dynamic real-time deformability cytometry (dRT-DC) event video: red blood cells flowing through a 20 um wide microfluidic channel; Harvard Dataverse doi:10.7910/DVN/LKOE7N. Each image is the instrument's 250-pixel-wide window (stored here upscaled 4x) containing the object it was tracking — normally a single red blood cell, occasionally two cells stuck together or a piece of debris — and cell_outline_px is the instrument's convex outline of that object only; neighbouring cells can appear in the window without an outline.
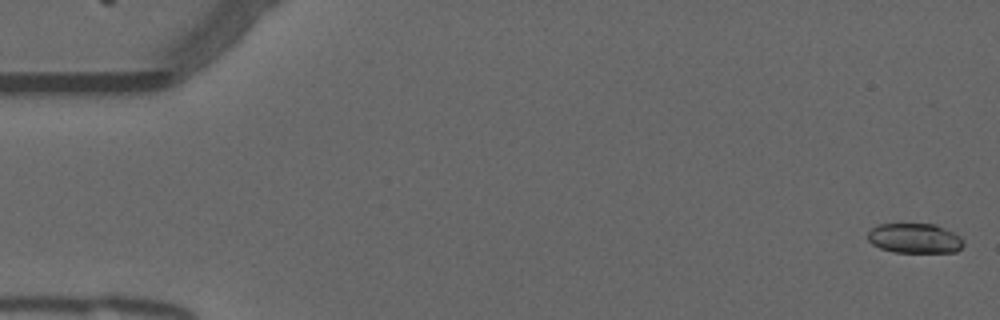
{"species": "common noctule bat (a hibernating species)", "species_latin": "Nyctalus noctula", "temperature_condition": "warm", "stored_images_in_passage": 50, "camera_frame_rate_fps": 3000, "um_per_image_px": 0.085, "animal": {"sex": "male", "forearm_length_mm": 52.5}, "frame": {"image": 1, "passage_image": 1, "time_ms": 0.0, "image_size_px": [1000, 320], "cell_outline_px": [[964, 244], [956, 252], [892, 252], [880, 248], [872, 244], [868, 240], [868, 232], [872, 228], [880, 224], [936, 224], [960, 236], [964, 240]], "centroid_in_image_um": [77.75, 20.26], "position_along_channel_um": 7.2, "area_um2": 16.65}}
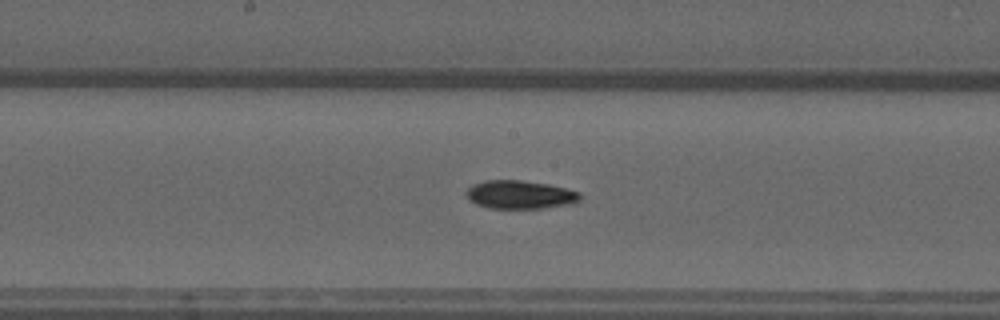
{"frame": {"image": 2, "passage_image": 28, "time_ms": 9.0, "image_size_px": [1000, 320], "cell_outline_px": [[580, 200], [572, 204], [544, 208], [488, 208], [476, 204], [468, 200], [464, 192], [472, 184], [484, 180], [520, 180], [548, 184], [580, 192]], "centroid_in_image_um": [44.16, 16.54], "position_along_channel_um": 204.0, "area_um2": 18.96}}
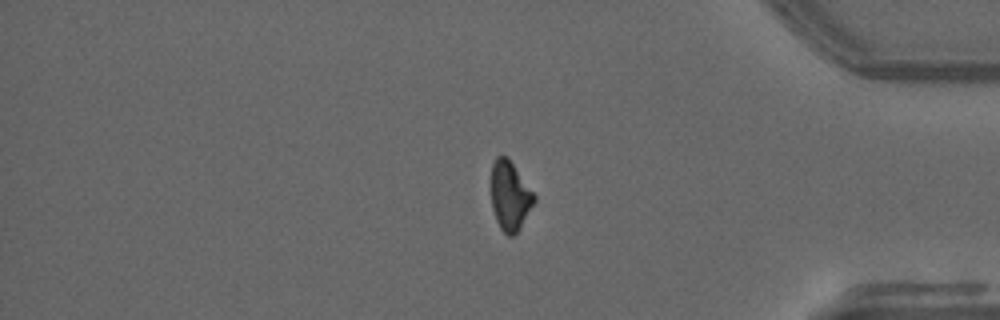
{"frame": {"image": 3, "passage_image": 45, "time_ms": 14.667, "image_size_px": [1000, 320], "cell_outline_px": [[536, 200], [520, 228], [512, 236], [508, 236], [500, 228], [496, 220], [492, 208], [492, 164], [496, 156], [508, 156], [536, 196]], "centroid_in_image_um": [43.35, 16.64], "position_along_channel_um": 391.8, "area_um2": 17.28}, "authors_computed_cell_mechanics": {"area_um2": 18.4093, "velocity_mm_per_s": 3.7818, "shape_relaxation_time_tau1_ms": 6.179, "shape_relaxation_time_tau2_ms": null, "deformation_change_tau1": 0.1659, "deformation_change_tau2": null}}